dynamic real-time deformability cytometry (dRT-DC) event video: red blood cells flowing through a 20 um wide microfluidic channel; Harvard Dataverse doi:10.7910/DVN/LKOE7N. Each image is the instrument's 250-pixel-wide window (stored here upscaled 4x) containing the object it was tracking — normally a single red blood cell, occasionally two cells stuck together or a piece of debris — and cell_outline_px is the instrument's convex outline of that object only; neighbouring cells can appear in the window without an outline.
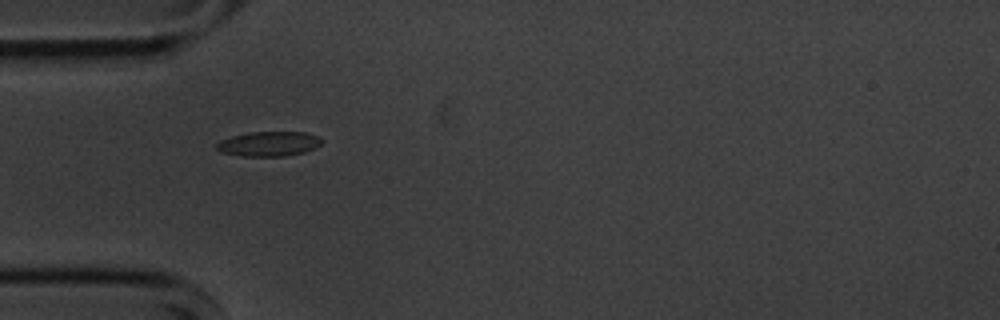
{"species": "common noctule bat (a hibernating species)", "species_latin": "Nyctalus noctula", "temperature_condition": "cold", "stored_images_in_passage": 6, "camera_frame_rate_fps": 3000, "um_per_image_px": 0.085, "animal": {"sex": "male", "body_mass_g": 20.1, "forearm_length_mm": 53.5}, "frame": {"image": 1, "passage_image": 5, "time_ms": 4.667, "image_size_px": [1000, 320], "cell_outline_px": [[324, 140], [320, 144], [304, 152], [284, 156], [244, 156], [220, 152], [216, 148], [216, 144], [220, 140], [232, 136], [248, 132], [304, 132], [320, 136]], "centroid_in_image_um": [22.84, 12.22], "position_along_channel_um": 62.2, "area_um2": 15.14}}
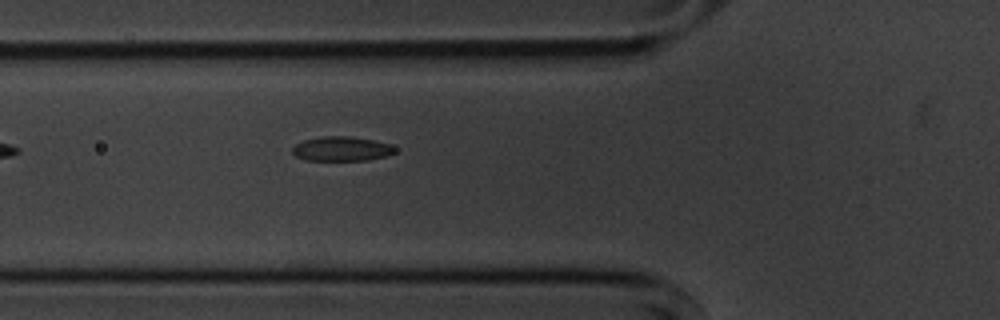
{"frame": {"image": 2, "passage_image": 6, "time_ms": 5.667, "image_size_px": [1000, 320], "cell_outline_px": [[396, 152], [388, 156], [368, 160], [304, 160], [296, 156], [292, 152], [292, 148], [296, 144], [304, 140], [320, 136], [352, 136], [372, 140], [388, 144], [396, 148]], "centroid_in_image_um": [29.04, 12.65], "position_along_channel_um": 96.8, "area_um2": 14.68}}